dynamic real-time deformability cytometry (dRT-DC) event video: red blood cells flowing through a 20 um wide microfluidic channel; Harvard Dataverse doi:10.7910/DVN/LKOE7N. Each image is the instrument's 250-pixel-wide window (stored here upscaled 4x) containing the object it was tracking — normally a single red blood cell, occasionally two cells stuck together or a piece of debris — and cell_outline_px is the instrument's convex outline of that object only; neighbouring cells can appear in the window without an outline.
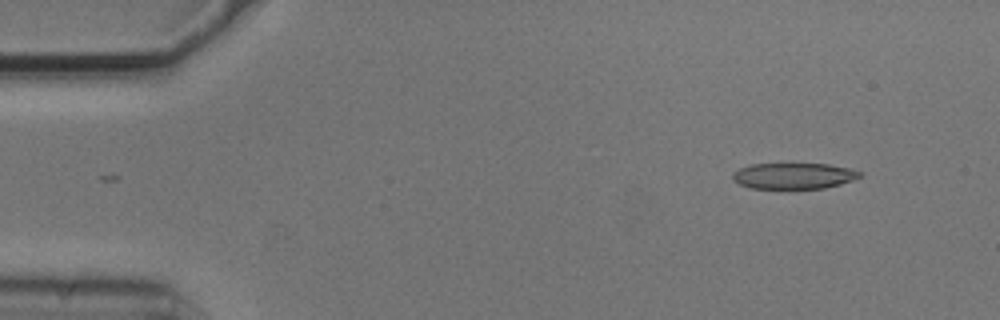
{"species": "common noctule bat (a hibernating species)", "species_latin": "Nyctalus noctula", "temperature_condition": "cold", "stored_images_in_passage": 11, "camera_frame_rate_fps": 3000, "um_per_image_px": 0.085, "animal": {"sex": "male", "body_mass_g": 20.5, "forearm_length_mm": 52.5}, "frame": {"image": 1, "passage_image": 1, "time_ms": 0.0, "image_size_px": [1000, 320], "cell_outline_px": [[860, 176], [852, 180], [840, 184], [824, 188], [748, 188], [732, 180], [732, 172], [740, 168], [752, 164], [828, 164], [848, 168], [860, 172]], "centroid_in_image_um": [67.41, 14.95], "position_along_channel_um": 17.6, "area_um2": 19.07}}
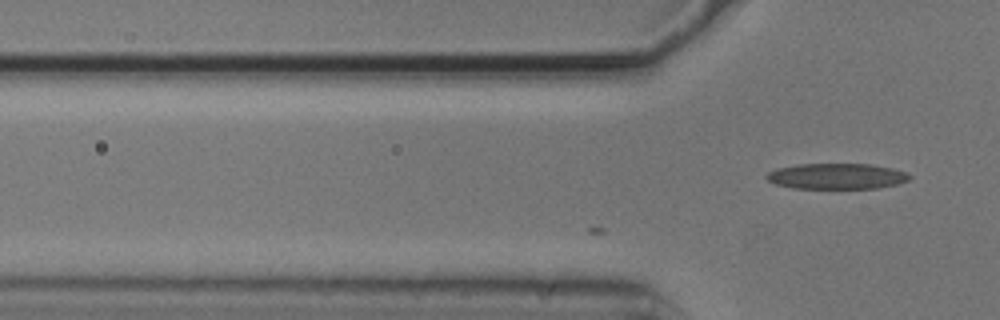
{"frame": {"image": 2, "passage_image": 11, "time_ms": 3.333, "image_size_px": [1000, 320], "cell_outline_px": [[912, 176], [908, 180], [896, 184], [876, 188], [792, 188], [776, 184], [768, 180], [764, 176], [768, 172], [776, 168], [800, 164], [872, 164], [892, 168], [908, 172]], "centroid_in_image_um": [71.12, 14.97], "position_along_channel_um": 54.7, "area_um2": 21.44}}